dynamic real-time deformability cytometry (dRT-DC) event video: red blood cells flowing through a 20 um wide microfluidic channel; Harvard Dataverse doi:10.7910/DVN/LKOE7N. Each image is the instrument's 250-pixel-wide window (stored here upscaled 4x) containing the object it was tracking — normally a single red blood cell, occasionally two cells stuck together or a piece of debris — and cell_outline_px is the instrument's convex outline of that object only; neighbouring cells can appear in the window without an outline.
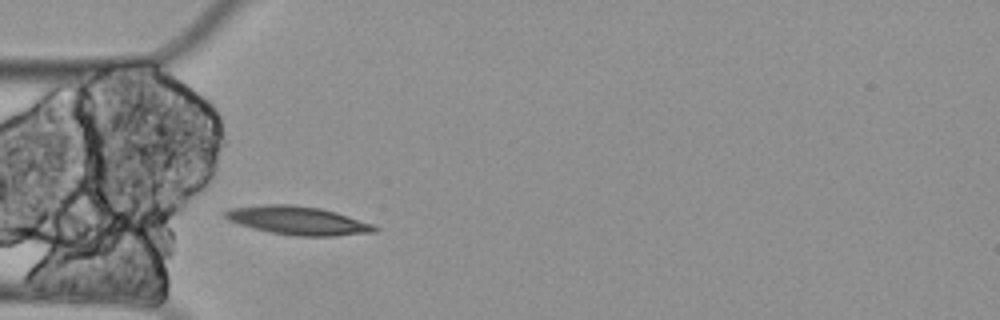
{"species": "Egyptian fruit bat (a non-hibernating species)", "species_latin": "Rousettus aegyptiacus", "temperature_condition": "cold", "stored_images_in_passage": 4, "camera_frame_rate_fps": 3000, "um_per_image_px": 0.085, "animal": {"sex": "female"}, "frame": {"image": 1, "passage_image": 3, "time_ms": 0.667, "image_size_px": [1000, 320], "cell_outline_px": [[380, 228], [376, 232], [336, 236], [292, 236], [268, 232], [252, 228], [228, 220], [220, 212], [232, 208], [264, 204], [292, 204], [320, 208], [336, 212], [372, 224]], "centroid_in_image_um": [25.3, 18.75], "position_along_channel_um": 59.7, "area_um2": 24.97}}
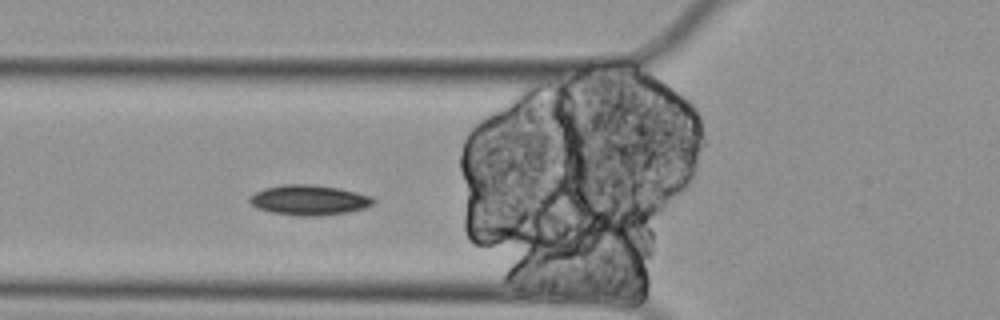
{"frame": {"image": 2, "passage_image": 4, "time_ms": 1.0, "image_size_px": [1000, 320], "cell_outline_px": [[376, 200], [372, 204], [364, 208], [348, 212], [316, 216], [300, 216], [272, 212], [256, 208], [248, 200], [248, 196], [264, 188], [284, 184], [312, 184], [340, 188], [372, 196]], "centroid_in_image_um": [26.26, 17.0], "position_along_channel_um": 99.5, "area_um2": 21.79}}